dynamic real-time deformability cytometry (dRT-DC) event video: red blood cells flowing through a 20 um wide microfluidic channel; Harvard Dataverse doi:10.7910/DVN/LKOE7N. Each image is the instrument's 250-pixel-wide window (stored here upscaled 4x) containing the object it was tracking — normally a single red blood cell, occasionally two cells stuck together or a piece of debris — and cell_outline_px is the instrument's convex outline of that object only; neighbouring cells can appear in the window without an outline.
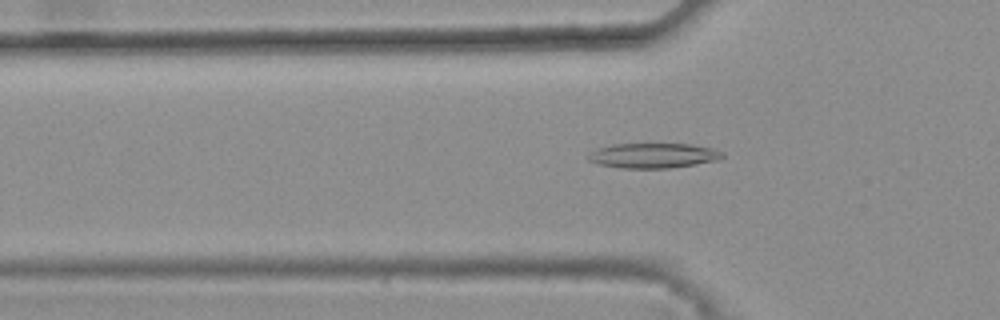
{"species": "common noctule bat (a hibernating species)", "species_latin": "Nyctalus noctula", "temperature_condition": "warm", "stored_images_in_passage": 40, "camera_frame_rate_fps": 3000, "um_per_image_px": 0.085, "animal": {"sex": "female", "body_mass_g": 25.1}, "frame": {"image": 1, "passage_image": 16, "time_ms": 5.0, "image_size_px": [1000, 320], "cell_outline_px": [[724, 156], [720, 160], [696, 164], [668, 168], [620, 168], [600, 164], [588, 160], [588, 156], [592, 152], [600, 148], [612, 144], [692, 144], [712, 148], [724, 152]], "centroid_in_image_um": [55.59, 13.22], "position_along_channel_um": 70.2, "area_um2": 19.42}}
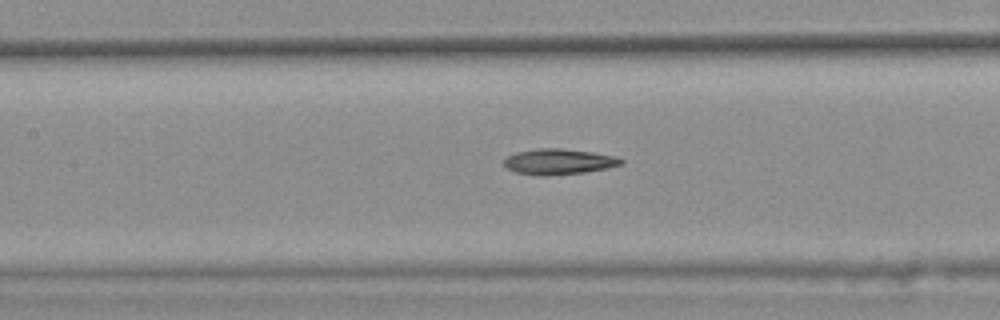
{"frame": {"image": 2, "passage_image": 23, "time_ms": 7.333, "image_size_px": [1000, 320], "cell_outline_px": [[624, 164], [608, 168], [584, 172], [548, 176], [536, 176], [516, 172], [508, 168], [504, 164], [504, 160], [508, 156], [516, 152], [536, 148], [560, 148], [592, 152], [616, 156], [624, 160]], "centroid_in_image_um": [47.51, 13.74], "position_along_channel_um": 159.9, "area_um2": 17.63}}
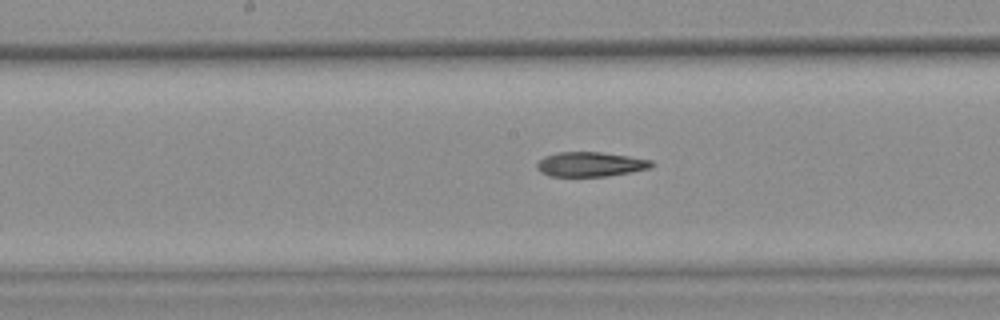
{"frame": {"image": 3, "passage_image": 26, "time_ms": 8.333, "image_size_px": [1000, 320], "cell_outline_px": [[656, 164], [648, 168], [628, 172], [604, 176], [548, 176], [540, 172], [536, 168], [536, 164], [544, 156], [560, 152], [600, 152], [628, 156], [652, 160]], "centroid_in_image_um": [50.15, 13.96], "position_along_channel_um": 198.1, "area_um2": 16.3}, "authors_computed_cell_mechanics": {"area_um2": 17.5712, "velocity_mm_per_s": 3.821, "shape_relaxation_time_tau1_ms": null, "shape_relaxation_time_tau2_ms": 9.9672, "deformation_change_tau1": null, "deformation_change_tau2": 0.2171}}